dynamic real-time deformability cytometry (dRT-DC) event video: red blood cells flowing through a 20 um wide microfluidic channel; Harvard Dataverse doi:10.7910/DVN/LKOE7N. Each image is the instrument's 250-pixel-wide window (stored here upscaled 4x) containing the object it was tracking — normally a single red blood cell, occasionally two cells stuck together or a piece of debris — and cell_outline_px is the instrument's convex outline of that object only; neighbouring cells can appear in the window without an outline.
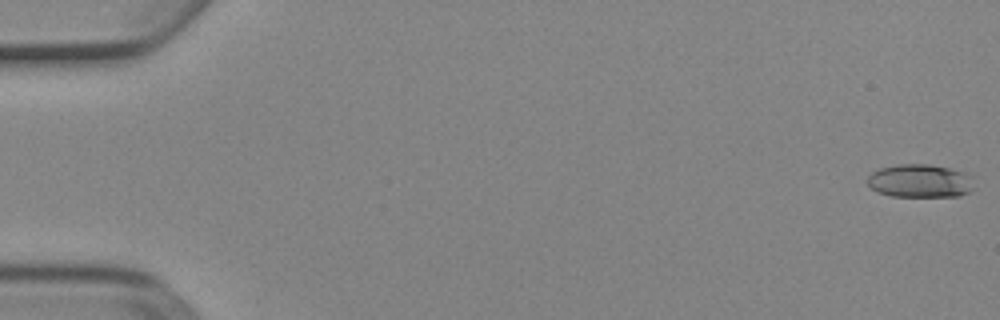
{"species": "Egyptian fruit bat (a non-hibernating species)", "species_latin": "Rousettus aegyptiacus", "temperature_condition": "cold", "stored_images_in_passage": 53, "camera_frame_rate_fps": 3000, "um_per_image_px": 0.085, "animal": {"sex": "female"}, "frame": {"image": 1, "passage_image": 1, "time_ms": 0.0, "image_size_px": [1000, 320], "cell_outline_px": [[972, 188], [968, 192], [960, 196], [892, 196], [876, 192], [868, 184], [868, 176], [872, 172], [880, 168], [900, 164], [928, 164], [948, 168], [964, 172], [972, 176]], "centroid_in_image_um": [78.19, 15.38], "position_along_channel_um": 6.8, "area_um2": 20.58}}
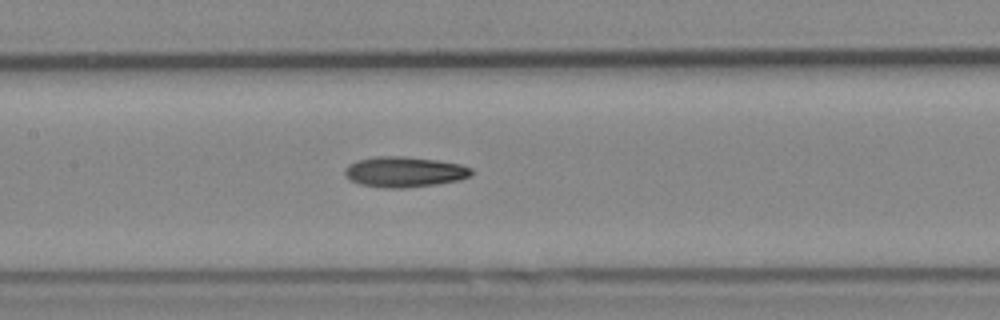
{"frame": {"image": 2, "passage_image": 26, "time_ms": 8.333, "image_size_px": [1000, 320], "cell_outline_px": [[472, 176], [460, 180], [436, 184], [404, 188], [384, 188], [360, 184], [344, 176], [344, 168], [348, 164], [356, 160], [376, 156], [404, 156], [436, 160], [460, 164], [472, 168]], "centroid_in_image_um": [34.36, 14.6], "position_along_channel_um": 173.0, "area_um2": 22.66}}
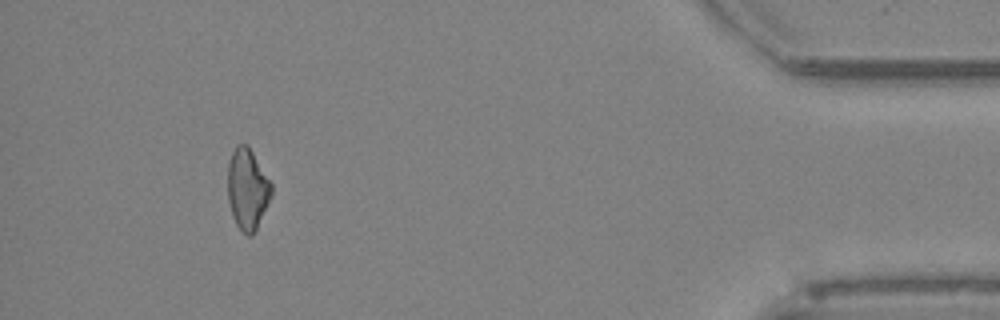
{"frame": {"image": 3, "passage_image": 49, "time_ms": 16.0, "image_size_px": [1000, 320], "cell_outline_px": [[272, 192], [256, 228], [252, 236], [248, 236], [236, 224], [232, 216], [228, 200], [228, 164], [232, 152], [236, 144], [248, 144], [272, 184]], "centroid_in_image_um": [21.01, 16.03], "position_along_channel_um": 414.2, "area_um2": 20.35}, "authors_computed_cell_mechanics": {"area_um2": 21.0392, "velocity_mm_per_s": 3.9151, "shape_relaxation_time_tau1_ms": 5.4472, "shape_relaxation_time_tau2_ms": 7.9936, "deformation_change_tau1": 0.1609, "deformation_change_tau2": 0.199}}